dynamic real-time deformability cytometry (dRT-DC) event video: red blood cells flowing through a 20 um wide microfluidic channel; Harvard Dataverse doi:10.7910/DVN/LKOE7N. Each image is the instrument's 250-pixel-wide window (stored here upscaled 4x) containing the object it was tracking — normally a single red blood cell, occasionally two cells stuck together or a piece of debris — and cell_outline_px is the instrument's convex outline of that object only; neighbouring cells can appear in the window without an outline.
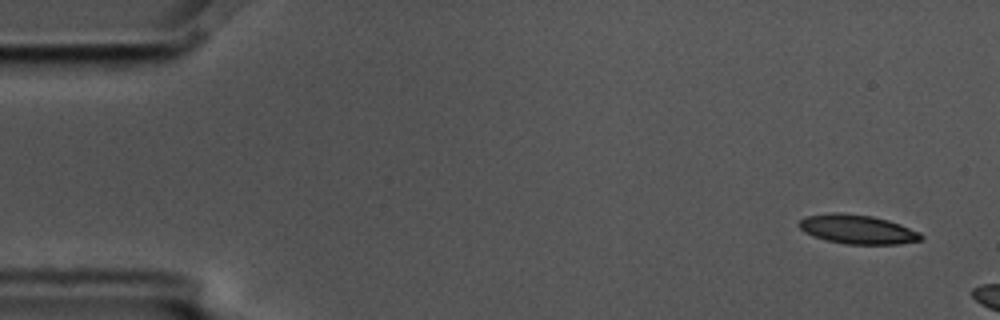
{"species": "common noctule bat (a hibernating species)", "species_latin": "Nyctalus noctula", "temperature_condition": "cold", "stored_images_in_passage": 3, "camera_frame_rate_fps": 3000, "um_per_image_px": 0.085, "animal": {"sex": "male", "body_mass_g": 17.5, "forearm_length_mm": 52.3}, "frame": {"image": 1, "passage_image": 1, "time_ms": 0.0, "image_size_px": [1000, 320], "cell_outline_px": [[924, 236], [920, 240], [900, 244], [844, 244], [828, 240], [804, 232], [796, 224], [804, 216], [832, 212], [836, 212], [872, 216], [888, 220], [900, 224], [920, 232]], "centroid_in_image_um": [72.87, 19.48], "position_along_channel_um": 12.1, "area_um2": 20.69}}